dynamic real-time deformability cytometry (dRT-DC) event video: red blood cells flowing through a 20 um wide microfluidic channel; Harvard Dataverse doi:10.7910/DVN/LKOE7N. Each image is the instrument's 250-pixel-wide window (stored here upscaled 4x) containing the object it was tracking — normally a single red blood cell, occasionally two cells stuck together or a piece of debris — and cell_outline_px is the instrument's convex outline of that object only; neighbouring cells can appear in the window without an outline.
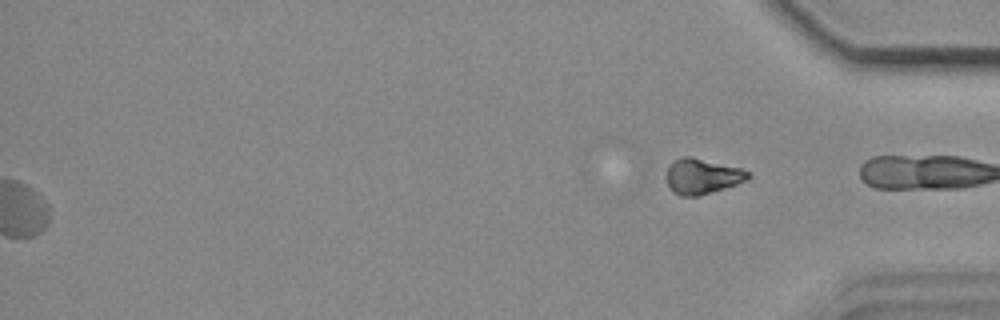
{"species": "common noctule bat (a hibernating species)", "species_latin": "Nyctalus noctula", "temperature_condition": "cold", "stored_images_in_passage": 40, "segment_of_instrument_passage": [2, 2], "camera_frame_rate_fps": 3000, "um_per_image_px": 0.085, "animal": {"sex": "female", "body_mass_g": 18.4}, "frame": {"image": 1, "passage_image": 40, "time_ms": 13.0, "image_size_px": [1000, 320], "cell_outline_px": [[752, 176], [748, 180], [700, 196], [680, 196], [672, 192], [668, 184], [668, 168], [672, 160], [684, 156], [688, 156], [740, 168], [748, 172]], "centroid_in_image_um": [59.68, 15.0], "position_along_channel_um": 375.5, "area_um2": 16.65}}